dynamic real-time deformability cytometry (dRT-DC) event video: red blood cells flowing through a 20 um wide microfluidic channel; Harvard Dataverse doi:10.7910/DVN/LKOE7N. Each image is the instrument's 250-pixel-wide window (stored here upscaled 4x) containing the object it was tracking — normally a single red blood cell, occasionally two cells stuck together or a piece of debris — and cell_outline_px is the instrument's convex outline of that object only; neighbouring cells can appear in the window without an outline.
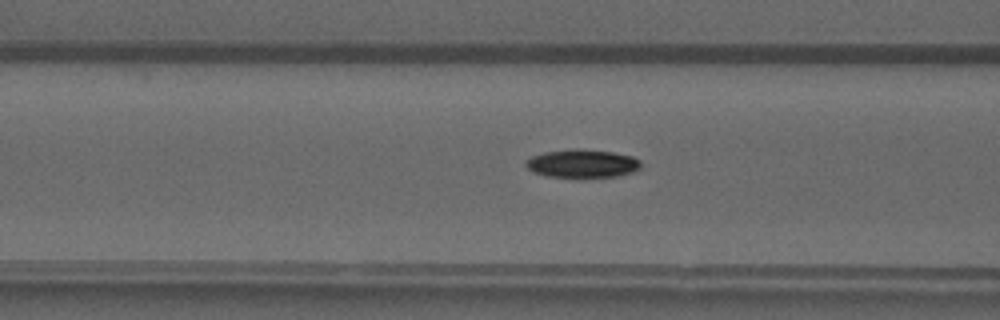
{"species": "common noctule bat (a hibernating species)", "species_latin": "Nyctalus noctula", "temperature_condition": "warm", "stored_images_in_passage": 48, "camera_frame_rate_fps": 3000, "um_per_image_px": 0.085, "animal": {"sex": "male", "forearm_length_mm": 52.5}, "frame": {"image": 1, "passage_image": 18, "time_ms": 5.667, "image_size_px": [1000, 320], "cell_outline_px": [[640, 168], [636, 172], [616, 176], [576, 180], [548, 176], [536, 172], [528, 168], [524, 164], [524, 160], [532, 156], [544, 152], [568, 148], [584, 148], [612, 152], [632, 156], [640, 160]], "centroid_in_image_um": [49.49, 13.92], "position_along_channel_um": 117.1, "area_um2": 19.88}}
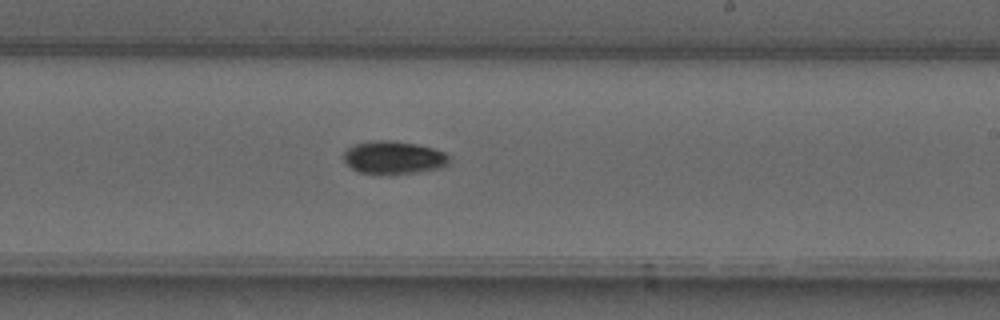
{"frame": {"image": 2, "passage_image": 28, "time_ms": 9.0, "image_size_px": [1000, 320], "cell_outline_px": [[448, 164], [440, 168], [420, 172], [360, 172], [352, 168], [344, 160], [344, 152], [348, 148], [356, 144], [376, 140], [392, 140], [416, 144], [432, 148], [444, 152], [448, 156]], "centroid_in_image_um": [33.48, 13.36], "position_along_channel_um": 255.5, "area_um2": 19.59}}
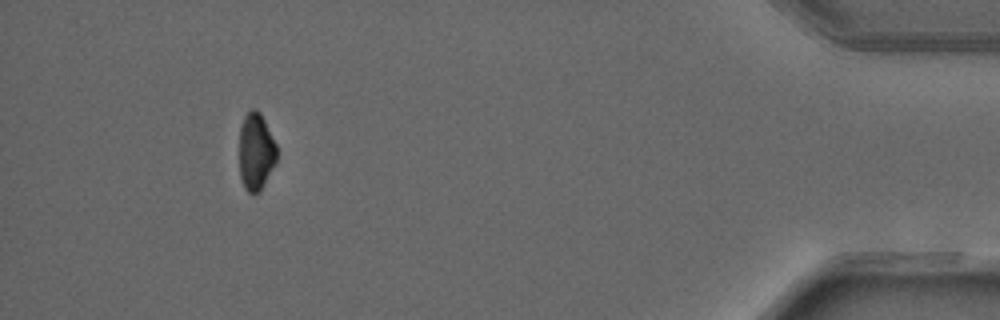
{"frame": {"image": 3, "passage_image": 44, "time_ms": 14.333, "image_size_px": [1000, 320], "cell_outline_px": [[276, 160], [260, 192], [248, 192], [244, 188], [240, 176], [240, 128], [244, 116], [252, 108], [256, 108], [260, 112], [276, 144]], "centroid_in_image_um": [21.74, 12.87], "position_along_channel_um": 413.5, "area_um2": 16.65}}